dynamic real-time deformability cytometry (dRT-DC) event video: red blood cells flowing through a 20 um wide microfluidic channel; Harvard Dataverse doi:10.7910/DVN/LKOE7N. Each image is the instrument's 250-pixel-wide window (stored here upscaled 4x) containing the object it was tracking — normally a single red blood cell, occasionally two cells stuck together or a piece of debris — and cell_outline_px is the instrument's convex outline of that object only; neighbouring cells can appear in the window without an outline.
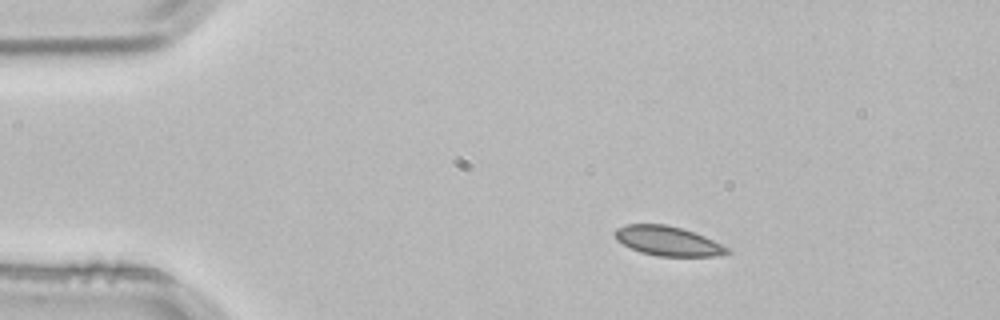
{"species": "common noctule bat (a hibernating species)", "species_latin": "Nyctalus noctula", "temperature_condition": "room temperature", "stored_images_in_passage": 2, "camera_frame_rate_fps": 3000, "um_per_image_px": 0.085, "animal": {"sex": "male", "body_mass_g": 21.5, "forearm_length_mm": 52.0}, "frame": {"image": 1, "passage_image": 1, "time_ms": 0.0, "image_size_px": [1000, 320], "cell_outline_px": [[732, 252], [712, 256], [656, 256], [640, 252], [616, 240], [612, 232], [616, 228], [624, 224], [664, 224], [680, 228], [704, 236], [728, 248]], "centroid_in_image_um": [56.7, 20.48], "position_along_channel_um": 28.3, "area_um2": 19.13}}